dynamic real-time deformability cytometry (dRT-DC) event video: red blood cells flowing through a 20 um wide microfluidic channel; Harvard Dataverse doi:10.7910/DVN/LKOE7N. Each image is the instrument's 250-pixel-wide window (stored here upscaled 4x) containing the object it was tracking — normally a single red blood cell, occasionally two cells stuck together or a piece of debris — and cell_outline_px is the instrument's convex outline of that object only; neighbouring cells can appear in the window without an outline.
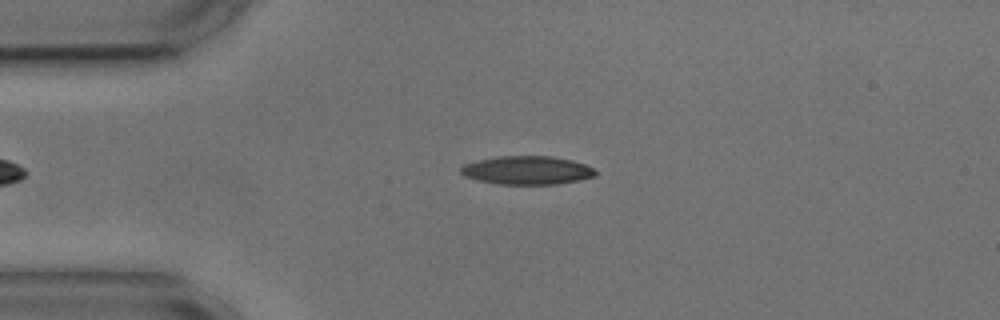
{"species": "common noctule bat (a hibernating species)", "species_latin": "Nyctalus noctula", "temperature_condition": "cold", "stored_images_in_passage": 2, "camera_frame_rate_fps": 3000, "um_per_image_px": 0.085, "animal": {"sex": "male", "body_mass_g": 17.9, "forearm_length_mm": 54.2}, "frame": {"image": 1, "passage_image": 1, "time_ms": 0.0, "image_size_px": [1000, 320], "cell_outline_px": [[596, 176], [580, 180], [556, 184], [500, 184], [476, 180], [464, 176], [460, 172], [460, 168], [464, 164], [476, 160], [500, 156], [552, 156], [572, 160], [584, 164], [592, 168], [596, 172]], "centroid_in_image_um": [44.78, 14.47], "position_along_channel_um": 40.2, "area_um2": 22.37}}